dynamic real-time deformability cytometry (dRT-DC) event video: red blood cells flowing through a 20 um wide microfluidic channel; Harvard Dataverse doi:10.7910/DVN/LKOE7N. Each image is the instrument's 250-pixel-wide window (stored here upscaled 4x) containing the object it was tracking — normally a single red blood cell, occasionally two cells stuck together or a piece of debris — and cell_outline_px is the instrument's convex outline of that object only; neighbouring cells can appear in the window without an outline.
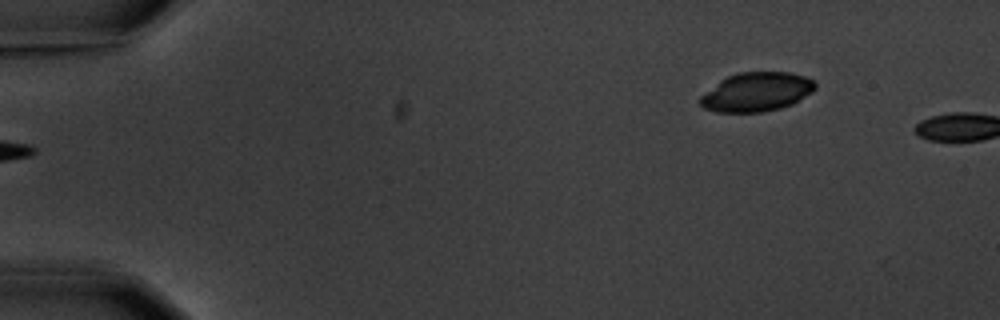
{"species": "common noctule bat (a hibernating species)", "species_latin": "Nyctalus noctula", "temperature_condition": "warm", "stored_images_in_passage": 7, "camera_frame_rate_fps": 3000, "um_per_image_px": 0.085, "animal": {"sex": "male", "body_mass_g": 20.1, "forearm_length_mm": 53.5}, "frame": {"image": 1, "passage_image": 7, "time_ms": 7.0, "image_size_px": [1000, 320], "cell_outline_px": [[816, 88], [812, 92], [792, 104], [780, 108], [760, 112], [716, 112], [704, 108], [700, 104], [700, 96], [720, 80], [728, 76], [740, 72], [788, 72], [804, 76], [812, 80], [816, 84]], "centroid_in_image_um": [64.3, 7.81], "position_along_channel_um": 20.7, "area_um2": 26.01}}